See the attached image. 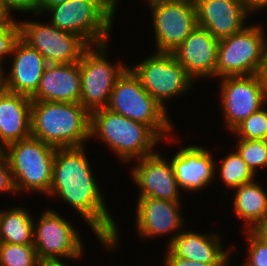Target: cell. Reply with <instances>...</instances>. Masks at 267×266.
I'll use <instances>...</instances> for the list:
<instances>
[{
  "instance_id": "cell-27",
  "label": "cell",
  "mask_w": 267,
  "mask_h": 266,
  "mask_svg": "<svg viewBox=\"0 0 267 266\" xmlns=\"http://www.w3.org/2000/svg\"><path fill=\"white\" fill-rule=\"evenodd\" d=\"M232 132H235L239 139L246 140H267V110L262 107L252 113L248 118L239 123Z\"/></svg>"
},
{
  "instance_id": "cell-20",
  "label": "cell",
  "mask_w": 267,
  "mask_h": 266,
  "mask_svg": "<svg viewBox=\"0 0 267 266\" xmlns=\"http://www.w3.org/2000/svg\"><path fill=\"white\" fill-rule=\"evenodd\" d=\"M180 202L150 197H139L136 208V226L140 236L152 238L170 234L182 228Z\"/></svg>"
},
{
  "instance_id": "cell-28",
  "label": "cell",
  "mask_w": 267,
  "mask_h": 266,
  "mask_svg": "<svg viewBox=\"0 0 267 266\" xmlns=\"http://www.w3.org/2000/svg\"><path fill=\"white\" fill-rule=\"evenodd\" d=\"M238 140L236 151L254 174L257 168L267 166V140Z\"/></svg>"
},
{
  "instance_id": "cell-39",
  "label": "cell",
  "mask_w": 267,
  "mask_h": 266,
  "mask_svg": "<svg viewBox=\"0 0 267 266\" xmlns=\"http://www.w3.org/2000/svg\"><path fill=\"white\" fill-rule=\"evenodd\" d=\"M68 0H37L36 8H50Z\"/></svg>"
},
{
  "instance_id": "cell-6",
  "label": "cell",
  "mask_w": 267,
  "mask_h": 266,
  "mask_svg": "<svg viewBox=\"0 0 267 266\" xmlns=\"http://www.w3.org/2000/svg\"><path fill=\"white\" fill-rule=\"evenodd\" d=\"M106 108L149 126L161 139L171 138L167 111L142 87L130 67L116 79Z\"/></svg>"
},
{
  "instance_id": "cell-11",
  "label": "cell",
  "mask_w": 267,
  "mask_h": 266,
  "mask_svg": "<svg viewBox=\"0 0 267 266\" xmlns=\"http://www.w3.org/2000/svg\"><path fill=\"white\" fill-rule=\"evenodd\" d=\"M152 9L157 52H174L197 27L194 0L160 1Z\"/></svg>"
},
{
  "instance_id": "cell-3",
  "label": "cell",
  "mask_w": 267,
  "mask_h": 266,
  "mask_svg": "<svg viewBox=\"0 0 267 266\" xmlns=\"http://www.w3.org/2000/svg\"><path fill=\"white\" fill-rule=\"evenodd\" d=\"M100 138L119 158L133 161L150 156L161 138L147 125L108 108L90 114V137Z\"/></svg>"
},
{
  "instance_id": "cell-18",
  "label": "cell",
  "mask_w": 267,
  "mask_h": 266,
  "mask_svg": "<svg viewBox=\"0 0 267 266\" xmlns=\"http://www.w3.org/2000/svg\"><path fill=\"white\" fill-rule=\"evenodd\" d=\"M81 78L79 62L48 64L32 101L79 103Z\"/></svg>"
},
{
  "instance_id": "cell-10",
  "label": "cell",
  "mask_w": 267,
  "mask_h": 266,
  "mask_svg": "<svg viewBox=\"0 0 267 266\" xmlns=\"http://www.w3.org/2000/svg\"><path fill=\"white\" fill-rule=\"evenodd\" d=\"M20 38L37 50L48 64H71L80 61L89 45L78 35L38 21H19Z\"/></svg>"
},
{
  "instance_id": "cell-5",
  "label": "cell",
  "mask_w": 267,
  "mask_h": 266,
  "mask_svg": "<svg viewBox=\"0 0 267 266\" xmlns=\"http://www.w3.org/2000/svg\"><path fill=\"white\" fill-rule=\"evenodd\" d=\"M56 147L29 137L7 145L6 156L17 192L25 190L49 194Z\"/></svg>"
},
{
  "instance_id": "cell-32",
  "label": "cell",
  "mask_w": 267,
  "mask_h": 266,
  "mask_svg": "<svg viewBox=\"0 0 267 266\" xmlns=\"http://www.w3.org/2000/svg\"><path fill=\"white\" fill-rule=\"evenodd\" d=\"M0 4L9 12H34L36 14L37 0H0Z\"/></svg>"
},
{
  "instance_id": "cell-37",
  "label": "cell",
  "mask_w": 267,
  "mask_h": 266,
  "mask_svg": "<svg viewBox=\"0 0 267 266\" xmlns=\"http://www.w3.org/2000/svg\"><path fill=\"white\" fill-rule=\"evenodd\" d=\"M13 21L11 13L0 4V28L8 27Z\"/></svg>"
},
{
  "instance_id": "cell-2",
  "label": "cell",
  "mask_w": 267,
  "mask_h": 266,
  "mask_svg": "<svg viewBox=\"0 0 267 266\" xmlns=\"http://www.w3.org/2000/svg\"><path fill=\"white\" fill-rule=\"evenodd\" d=\"M31 136L56 148L85 146L90 113L80 103L32 101Z\"/></svg>"
},
{
  "instance_id": "cell-15",
  "label": "cell",
  "mask_w": 267,
  "mask_h": 266,
  "mask_svg": "<svg viewBox=\"0 0 267 266\" xmlns=\"http://www.w3.org/2000/svg\"><path fill=\"white\" fill-rule=\"evenodd\" d=\"M197 26L217 39L241 32L249 12L240 0H194Z\"/></svg>"
},
{
  "instance_id": "cell-21",
  "label": "cell",
  "mask_w": 267,
  "mask_h": 266,
  "mask_svg": "<svg viewBox=\"0 0 267 266\" xmlns=\"http://www.w3.org/2000/svg\"><path fill=\"white\" fill-rule=\"evenodd\" d=\"M179 188L204 189L214 179L215 165L210 152L200 146L182 148L170 161Z\"/></svg>"
},
{
  "instance_id": "cell-23",
  "label": "cell",
  "mask_w": 267,
  "mask_h": 266,
  "mask_svg": "<svg viewBox=\"0 0 267 266\" xmlns=\"http://www.w3.org/2000/svg\"><path fill=\"white\" fill-rule=\"evenodd\" d=\"M235 189L234 214L252 230L267 214V193L254 180Z\"/></svg>"
},
{
  "instance_id": "cell-19",
  "label": "cell",
  "mask_w": 267,
  "mask_h": 266,
  "mask_svg": "<svg viewBox=\"0 0 267 266\" xmlns=\"http://www.w3.org/2000/svg\"><path fill=\"white\" fill-rule=\"evenodd\" d=\"M174 234L169 239L167 249L176 257L204 262L212 266H229V253L233 250V246L223 249L220 236L216 233L205 235L186 230Z\"/></svg>"
},
{
  "instance_id": "cell-36",
  "label": "cell",
  "mask_w": 267,
  "mask_h": 266,
  "mask_svg": "<svg viewBox=\"0 0 267 266\" xmlns=\"http://www.w3.org/2000/svg\"><path fill=\"white\" fill-rule=\"evenodd\" d=\"M252 231L260 237L263 241L267 242V214L265 217L252 229Z\"/></svg>"
},
{
  "instance_id": "cell-33",
  "label": "cell",
  "mask_w": 267,
  "mask_h": 266,
  "mask_svg": "<svg viewBox=\"0 0 267 266\" xmlns=\"http://www.w3.org/2000/svg\"><path fill=\"white\" fill-rule=\"evenodd\" d=\"M163 266H212L211 264L187 260L181 257H176L169 249L165 257Z\"/></svg>"
},
{
  "instance_id": "cell-26",
  "label": "cell",
  "mask_w": 267,
  "mask_h": 266,
  "mask_svg": "<svg viewBox=\"0 0 267 266\" xmlns=\"http://www.w3.org/2000/svg\"><path fill=\"white\" fill-rule=\"evenodd\" d=\"M38 259L33 244L0 243V266H37Z\"/></svg>"
},
{
  "instance_id": "cell-34",
  "label": "cell",
  "mask_w": 267,
  "mask_h": 266,
  "mask_svg": "<svg viewBox=\"0 0 267 266\" xmlns=\"http://www.w3.org/2000/svg\"><path fill=\"white\" fill-rule=\"evenodd\" d=\"M264 46L262 50V59L257 72L259 79L267 86V40L264 38Z\"/></svg>"
},
{
  "instance_id": "cell-9",
  "label": "cell",
  "mask_w": 267,
  "mask_h": 266,
  "mask_svg": "<svg viewBox=\"0 0 267 266\" xmlns=\"http://www.w3.org/2000/svg\"><path fill=\"white\" fill-rule=\"evenodd\" d=\"M261 25L246 26L241 32L219 40L216 76L257 74L265 41Z\"/></svg>"
},
{
  "instance_id": "cell-30",
  "label": "cell",
  "mask_w": 267,
  "mask_h": 266,
  "mask_svg": "<svg viewBox=\"0 0 267 266\" xmlns=\"http://www.w3.org/2000/svg\"><path fill=\"white\" fill-rule=\"evenodd\" d=\"M20 38L19 21L14 20L8 27L0 28V65L3 59L12 53L15 42Z\"/></svg>"
},
{
  "instance_id": "cell-14",
  "label": "cell",
  "mask_w": 267,
  "mask_h": 266,
  "mask_svg": "<svg viewBox=\"0 0 267 266\" xmlns=\"http://www.w3.org/2000/svg\"><path fill=\"white\" fill-rule=\"evenodd\" d=\"M135 161L137 165L132 169V178L140 188L138 197L180 201V188L173 167L159 152Z\"/></svg>"
},
{
  "instance_id": "cell-40",
  "label": "cell",
  "mask_w": 267,
  "mask_h": 266,
  "mask_svg": "<svg viewBox=\"0 0 267 266\" xmlns=\"http://www.w3.org/2000/svg\"><path fill=\"white\" fill-rule=\"evenodd\" d=\"M4 67H2L1 65H0V90H3L4 89V72H3V69Z\"/></svg>"
},
{
  "instance_id": "cell-24",
  "label": "cell",
  "mask_w": 267,
  "mask_h": 266,
  "mask_svg": "<svg viewBox=\"0 0 267 266\" xmlns=\"http://www.w3.org/2000/svg\"><path fill=\"white\" fill-rule=\"evenodd\" d=\"M34 219L25 208L0 210V243L33 244Z\"/></svg>"
},
{
  "instance_id": "cell-4",
  "label": "cell",
  "mask_w": 267,
  "mask_h": 266,
  "mask_svg": "<svg viewBox=\"0 0 267 266\" xmlns=\"http://www.w3.org/2000/svg\"><path fill=\"white\" fill-rule=\"evenodd\" d=\"M116 5L117 0H68L50 8H36V14L51 13L50 24L95 46L107 43Z\"/></svg>"
},
{
  "instance_id": "cell-35",
  "label": "cell",
  "mask_w": 267,
  "mask_h": 266,
  "mask_svg": "<svg viewBox=\"0 0 267 266\" xmlns=\"http://www.w3.org/2000/svg\"><path fill=\"white\" fill-rule=\"evenodd\" d=\"M240 2L250 13L267 7V0H240Z\"/></svg>"
},
{
  "instance_id": "cell-31",
  "label": "cell",
  "mask_w": 267,
  "mask_h": 266,
  "mask_svg": "<svg viewBox=\"0 0 267 266\" xmlns=\"http://www.w3.org/2000/svg\"><path fill=\"white\" fill-rule=\"evenodd\" d=\"M16 193L6 156L0 151V192Z\"/></svg>"
},
{
  "instance_id": "cell-25",
  "label": "cell",
  "mask_w": 267,
  "mask_h": 266,
  "mask_svg": "<svg viewBox=\"0 0 267 266\" xmlns=\"http://www.w3.org/2000/svg\"><path fill=\"white\" fill-rule=\"evenodd\" d=\"M221 179L228 189H235L240 185L253 181L256 176L241 158L237 151L228 154L221 162Z\"/></svg>"
},
{
  "instance_id": "cell-17",
  "label": "cell",
  "mask_w": 267,
  "mask_h": 266,
  "mask_svg": "<svg viewBox=\"0 0 267 266\" xmlns=\"http://www.w3.org/2000/svg\"><path fill=\"white\" fill-rule=\"evenodd\" d=\"M12 66L4 77V89L32 97L48 65L44 57L19 38L12 49Z\"/></svg>"
},
{
  "instance_id": "cell-41",
  "label": "cell",
  "mask_w": 267,
  "mask_h": 266,
  "mask_svg": "<svg viewBox=\"0 0 267 266\" xmlns=\"http://www.w3.org/2000/svg\"><path fill=\"white\" fill-rule=\"evenodd\" d=\"M160 1H177V0H148L147 2L149 4L155 3V2H160Z\"/></svg>"
},
{
  "instance_id": "cell-22",
  "label": "cell",
  "mask_w": 267,
  "mask_h": 266,
  "mask_svg": "<svg viewBox=\"0 0 267 266\" xmlns=\"http://www.w3.org/2000/svg\"><path fill=\"white\" fill-rule=\"evenodd\" d=\"M31 104L28 96L0 90V151L31 137Z\"/></svg>"
},
{
  "instance_id": "cell-12",
  "label": "cell",
  "mask_w": 267,
  "mask_h": 266,
  "mask_svg": "<svg viewBox=\"0 0 267 266\" xmlns=\"http://www.w3.org/2000/svg\"><path fill=\"white\" fill-rule=\"evenodd\" d=\"M221 106L225 124L232 131L267 102V86L257 74L221 78Z\"/></svg>"
},
{
  "instance_id": "cell-38",
  "label": "cell",
  "mask_w": 267,
  "mask_h": 266,
  "mask_svg": "<svg viewBox=\"0 0 267 266\" xmlns=\"http://www.w3.org/2000/svg\"><path fill=\"white\" fill-rule=\"evenodd\" d=\"M37 266H67L60 258H39Z\"/></svg>"
},
{
  "instance_id": "cell-7",
  "label": "cell",
  "mask_w": 267,
  "mask_h": 266,
  "mask_svg": "<svg viewBox=\"0 0 267 266\" xmlns=\"http://www.w3.org/2000/svg\"><path fill=\"white\" fill-rule=\"evenodd\" d=\"M106 44L89 46L79 61L81 78L79 103L90 114L108 106L116 79L127 68L122 63L115 66L108 61Z\"/></svg>"
},
{
  "instance_id": "cell-29",
  "label": "cell",
  "mask_w": 267,
  "mask_h": 266,
  "mask_svg": "<svg viewBox=\"0 0 267 266\" xmlns=\"http://www.w3.org/2000/svg\"><path fill=\"white\" fill-rule=\"evenodd\" d=\"M248 239V259L244 266H267V242L258 237L252 230H246Z\"/></svg>"
},
{
  "instance_id": "cell-13",
  "label": "cell",
  "mask_w": 267,
  "mask_h": 266,
  "mask_svg": "<svg viewBox=\"0 0 267 266\" xmlns=\"http://www.w3.org/2000/svg\"><path fill=\"white\" fill-rule=\"evenodd\" d=\"M33 223V245L38 258L77 259L83 255L78 230L60 214L47 209Z\"/></svg>"
},
{
  "instance_id": "cell-1",
  "label": "cell",
  "mask_w": 267,
  "mask_h": 266,
  "mask_svg": "<svg viewBox=\"0 0 267 266\" xmlns=\"http://www.w3.org/2000/svg\"><path fill=\"white\" fill-rule=\"evenodd\" d=\"M84 150L85 146L56 148L48 195L59 196L71 205L109 250L117 246L120 235L116 222L105 206Z\"/></svg>"
},
{
  "instance_id": "cell-8",
  "label": "cell",
  "mask_w": 267,
  "mask_h": 266,
  "mask_svg": "<svg viewBox=\"0 0 267 266\" xmlns=\"http://www.w3.org/2000/svg\"><path fill=\"white\" fill-rule=\"evenodd\" d=\"M142 87L167 111L166 100L187 92L194 79L172 52H154L130 68Z\"/></svg>"
},
{
  "instance_id": "cell-16",
  "label": "cell",
  "mask_w": 267,
  "mask_h": 266,
  "mask_svg": "<svg viewBox=\"0 0 267 266\" xmlns=\"http://www.w3.org/2000/svg\"><path fill=\"white\" fill-rule=\"evenodd\" d=\"M219 39L197 26L173 52L177 61L194 79L216 77Z\"/></svg>"
}]
</instances>
